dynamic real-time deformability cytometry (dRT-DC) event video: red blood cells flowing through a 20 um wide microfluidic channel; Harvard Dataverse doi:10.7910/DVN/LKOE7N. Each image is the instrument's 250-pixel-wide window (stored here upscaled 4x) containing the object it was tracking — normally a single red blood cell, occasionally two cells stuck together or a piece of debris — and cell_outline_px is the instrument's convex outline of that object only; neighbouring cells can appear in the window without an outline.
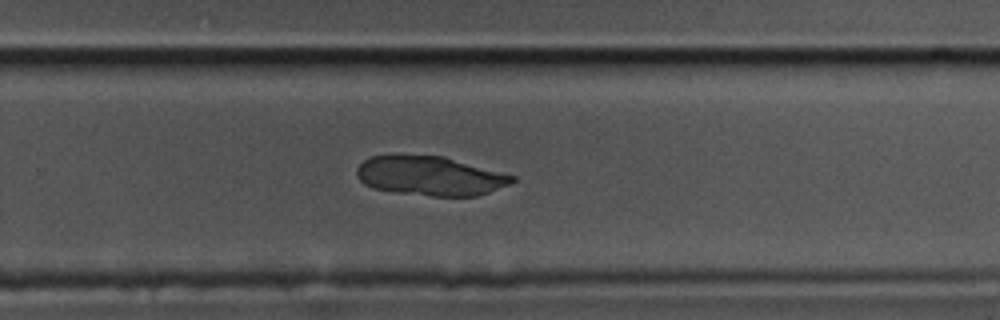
{"species": "common noctule bat (a hibernating species)", "species_latin": "Nyctalus noctula", "temperature_condition": "cold", "stored_images_in_passage": 39, "camera_frame_rate_fps": 3000, "um_per_image_px": 0.085, "animal": {"sex": "male", "body_mass_g": 17.5, "forearm_length_mm": 52.3}, "frame": {"image": 1, "passage_image": 20, "time_ms": 6.333, "image_size_px": [1000, 320], "cell_outline_px": [[516, 180], [508, 184], [488, 192], [476, 196], [432, 196], [400, 192], [372, 188], [364, 184], [360, 180], [356, 172], [356, 168], [364, 160], [372, 156], [444, 156], [516, 176]], "centroid_in_image_um": [36.57, 14.96], "position_along_channel_um": 293.2, "area_um2": 35.08}}